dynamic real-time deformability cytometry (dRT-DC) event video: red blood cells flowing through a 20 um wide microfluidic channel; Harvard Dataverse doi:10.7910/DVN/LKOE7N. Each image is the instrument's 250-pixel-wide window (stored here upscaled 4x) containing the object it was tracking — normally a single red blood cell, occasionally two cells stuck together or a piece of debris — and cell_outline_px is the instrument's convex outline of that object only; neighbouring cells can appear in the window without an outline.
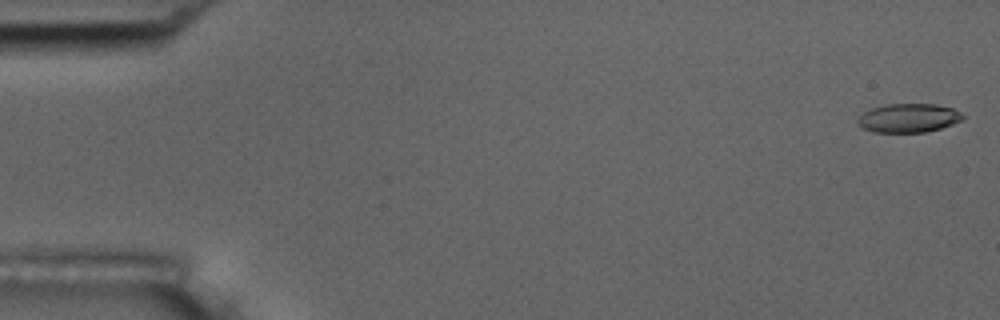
{"species": "common noctule bat (a hibernating species)", "species_latin": "Nyctalus noctula", "temperature_condition": "room temperature", "stored_images_in_passage": 15, "camera_frame_rate_fps": 3000, "um_per_image_px": 0.085, "animal": {"sex": "male", "body_mass_g": 17.5, "forearm_length_mm": 52.3}, "frame": {"image": 1, "passage_image": 1, "time_ms": 0.0, "image_size_px": [1000, 320], "cell_outline_px": [[964, 120], [940, 128], [924, 132], [872, 132], [864, 128], [856, 120], [864, 112], [872, 108], [884, 104], [936, 104], [952, 108], [960, 112], [964, 116]], "centroid_in_image_um": [77.24, 10.02], "position_along_channel_um": 7.8, "area_um2": 17.57}}
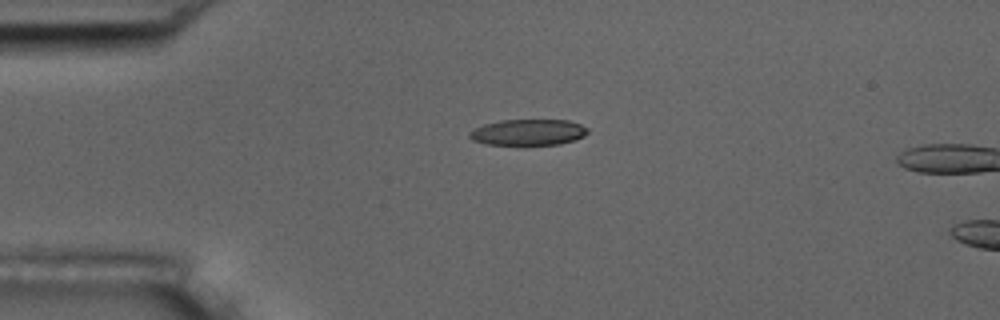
{"frame": {"image": 2, "passage_image": 13, "time_ms": 4.0, "image_size_px": [1000, 320], "cell_outline_px": [[588, 132], [584, 136], [576, 140], [560, 144], [520, 148], [484, 144], [472, 140], [468, 136], [468, 132], [484, 124], [500, 120], [568, 120], [580, 124], [588, 128]], "centroid_in_image_um": [44.87, 11.3], "position_along_channel_um": 40.1, "area_um2": 19.02}}